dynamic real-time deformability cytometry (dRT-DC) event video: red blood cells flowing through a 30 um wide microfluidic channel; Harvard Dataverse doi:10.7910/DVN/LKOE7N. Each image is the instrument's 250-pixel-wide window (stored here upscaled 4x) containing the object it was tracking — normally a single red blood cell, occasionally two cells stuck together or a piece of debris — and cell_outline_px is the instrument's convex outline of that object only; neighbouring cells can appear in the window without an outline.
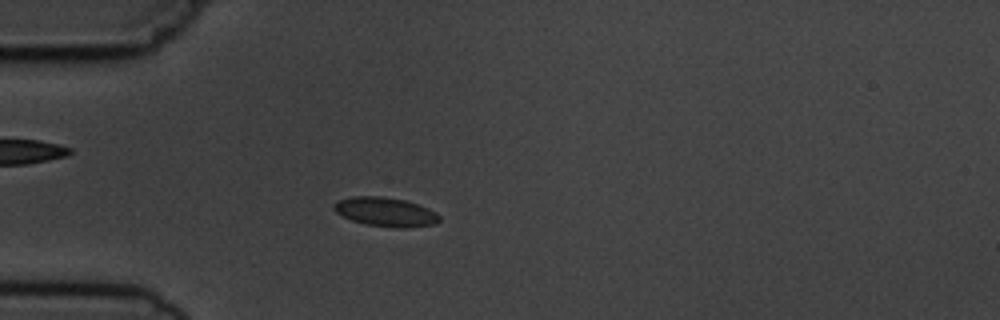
{"species": "common noctule bat (a hibernating species)", "species_latin": "Nyctalus noctula", "temperature_condition": "cold", "stored_images_in_passage": 7, "camera_frame_rate_fps": 3000, "um_per_image_px": 0.085, "animal": {"sex": "male", "body_mass_g": 19.5, "forearm_length_mm": 54.6}, "frame": {"image": 1, "passage_image": 6, "time_ms": 6.0, "image_size_px": [1000, 320], "cell_outline_px": [[440, 220], [436, 224], [404, 228], [396, 228], [364, 224], [352, 220], [336, 212], [332, 208], [332, 204], [336, 200], [352, 196], [380, 196], [404, 200], [428, 208], [436, 212], [440, 216]], "centroid_in_image_um": [32.75, 18.01], "position_along_channel_um": 52.3, "area_um2": 17.98}}